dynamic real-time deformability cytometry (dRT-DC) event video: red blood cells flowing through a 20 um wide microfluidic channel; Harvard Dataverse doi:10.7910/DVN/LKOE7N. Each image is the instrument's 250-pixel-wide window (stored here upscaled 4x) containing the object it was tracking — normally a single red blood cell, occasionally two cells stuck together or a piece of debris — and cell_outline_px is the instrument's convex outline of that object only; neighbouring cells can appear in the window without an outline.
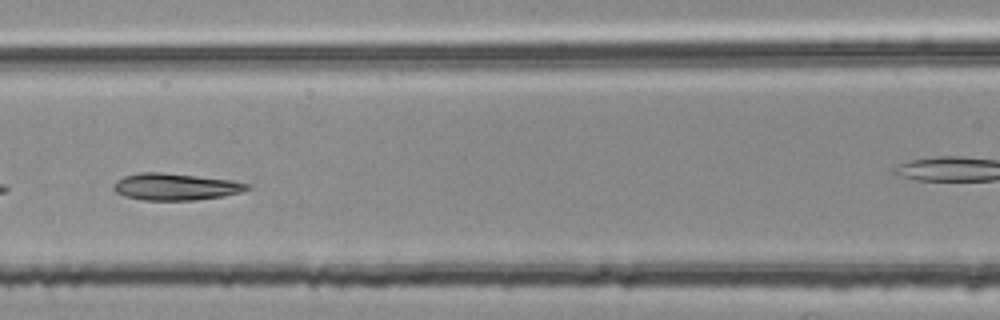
{"species": "common noctule bat (a hibernating species)", "species_latin": "Nyctalus noctula", "temperature_condition": "room temperature", "stored_images_in_passage": 9, "camera_frame_rate_fps": 3000, "um_per_image_px": 0.085, "animal": {"sex": "female", "body_mass_g": 25.1}, "frame": {"image": 1, "passage_image": 7, "time_ms": 2.0, "image_size_px": [1000, 320], "cell_outline_px": [[252, 188], [240, 192], [220, 196], [196, 200], [144, 200], [124, 196], [116, 192], [112, 188], [112, 184], [116, 180], [124, 176], [140, 172], [160, 172], [232, 180], [252, 184]], "centroid_in_image_um": [14.9, 15.87], "position_along_channel_um": 151.7, "area_um2": 20.92}}
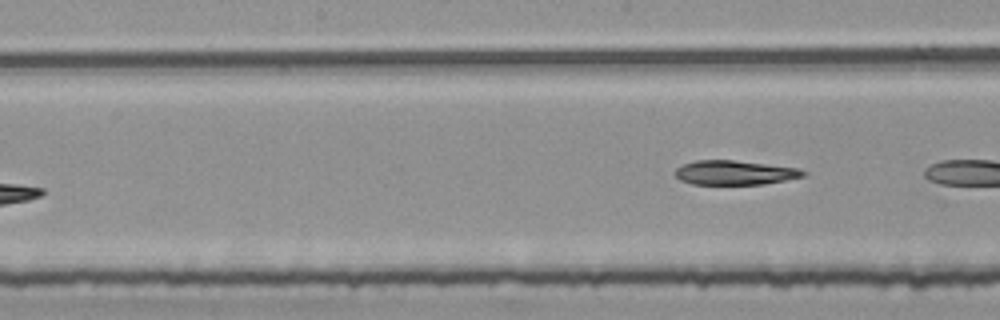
{"frame": {"image": 2, "passage_image": 9, "time_ms": 2.667, "image_size_px": [1000, 320], "cell_outline_px": [[808, 172], [804, 176], [764, 184], [692, 184], [680, 180], [672, 172], [680, 164], [696, 160], [732, 160], [796, 168]], "centroid_in_image_um": [62.37, 14.67], "position_along_channel_um": 185.8, "area_um2": 18.09}}